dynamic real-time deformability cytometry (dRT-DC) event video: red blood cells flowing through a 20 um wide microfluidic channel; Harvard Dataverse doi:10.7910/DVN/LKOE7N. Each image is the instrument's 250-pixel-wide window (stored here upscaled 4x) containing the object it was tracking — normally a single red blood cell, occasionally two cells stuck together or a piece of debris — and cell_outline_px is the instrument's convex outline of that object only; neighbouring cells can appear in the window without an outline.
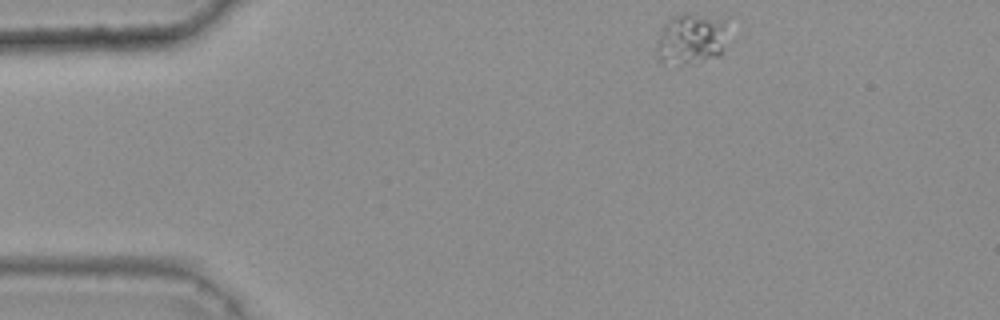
{"species": "common noctule bat (a hibernating species)", "species_latin": "Nyctalus noctula", "temperature_condition": "warm", "stored_images_in_passage": 43, "camera_frame_rate_fps": 3000, "um_per_image_px": 0.085, "animal": {"sex": "female", "body_mass_g": 25.1}, "frame": {"image": 1, "passage_image": 1, "time_ms": 0.0, "image_size_px": [1000, 320], "cell_outline_px": [[724, 20], [720, 56], [688, 60], [656, 60], [656, 40], [664, 24], [672, 16], [684, 12], [688, 12]], "centroid_in_image_um": [58.63, 3.21], "position_along_channel_um": 26.4, "area_um2": 19.65}}
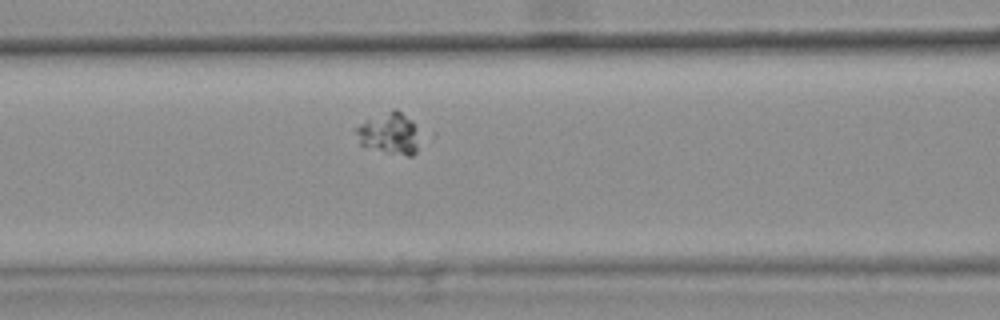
{"frame": {"image": 2, "passage_image": 15, "time_ms": 4.667, "image_size_px": [1000, 320], "cell_outline_px": [[420, 136], [416, 152], [412, 156], [408, 156], [388, 152], [360, 144], [356, 132], [356, 128], [360, 124], [392, 108], [396, 108], [412, 120]], "centroid_in_image_um": [33.15, 11.32], "position_along_channel_um": 133.5, "area_um2": 15.14}}
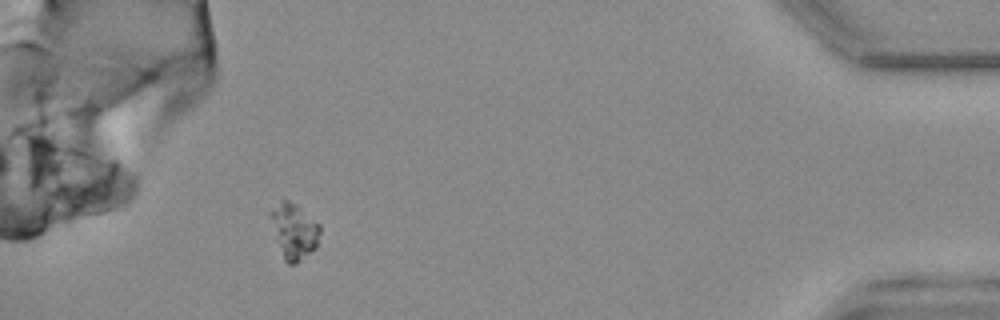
{"frame": {"image": 3, "passage_image": 42, "time_ms": 13.667, "image_size_px": [1000, 320], "cell_outline_px": [[320, 232], [316, 248], [296, 264], [288, 264], [284, 260], [272, 216], [272, 208], [280, 200], [288, 200], [300, 204], [320, 224]], "centroid_in_image_um": [25.08, 19.6], "position_along_channel_um": 410.1, "area_um2": 15.61}}